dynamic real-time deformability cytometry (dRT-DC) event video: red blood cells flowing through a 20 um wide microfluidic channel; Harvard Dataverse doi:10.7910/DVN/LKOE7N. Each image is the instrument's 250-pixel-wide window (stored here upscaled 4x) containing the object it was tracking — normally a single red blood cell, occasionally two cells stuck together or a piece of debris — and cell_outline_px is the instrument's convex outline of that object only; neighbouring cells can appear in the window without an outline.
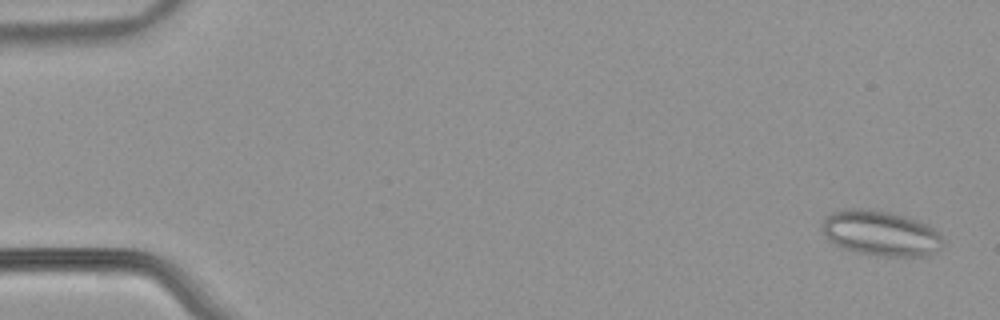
{"species": "common noctule bat (a hibernating species)", "species_latin": "Nyctalus noctula", "temperature_condition": "warm", "stored_images_in_passage": 56, "camera_frame_rate_fps": 3000, "um_per_image_px": 0.085, "animal": {"sex": "male", "body_mass_g": 21.5, "forearm_length_mm": 52.0}, "frame": {"image": 1, "passage_image": 3, "time_ms": 0.667, "image_size_px": [1000, 320], "cell_outline_px": [[944, 244], [936, 252], [928, 256], [880, 256], [860, 252], [844, 248], [828, 240], [820, 228], [824, 216], [840, 208], [876, 208], [908, 216], [928, 224], [940, 236]], "centroid_in_image_um": [74.83, 19.79], "position_along_channel_um": 10.2, "area_um2": 32.43}}
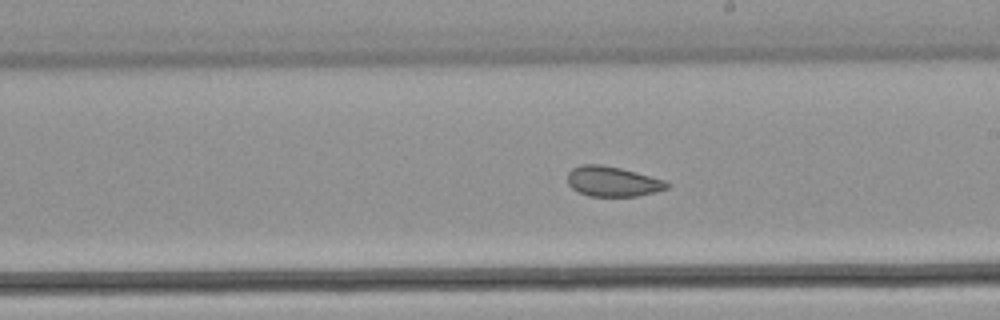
{"frame": {"image": 2, "passage_image": 33, "time_ms": 10.667, "image_size_px": [1000, 320], "cell_outline_px": [[672, 184], [668, 188], [636, 196], [588, 196], [572, 188], [568, 184], [568, 172], [572, 168], [580, 164], [600, 164], [620, 168], [636, 172], [664, 180]], "centroid_in_image_um": [52.05, 15.41], "position_along_channel_um": 236.9, "area_um2": 17.34}}
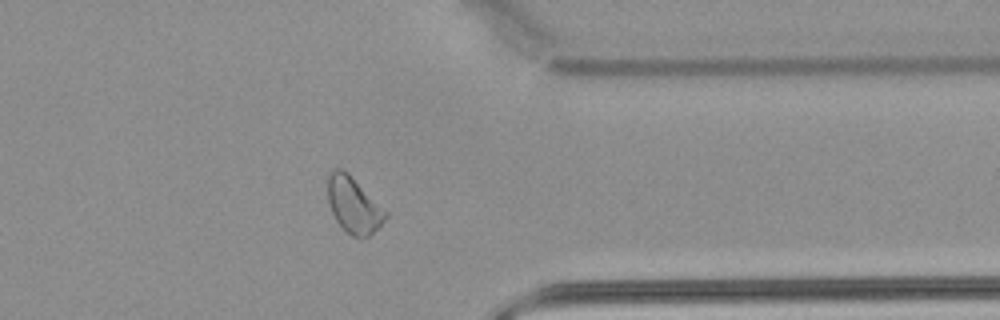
{"frame": {"image": 3, "passage_image": 45, "time_ms": 14.667, "image_size_px": [1000, 320], "cell_outline_px": [[388, 216], [368, 236], [352, 236], [336, 220], [332, 212], [328, 200], [328, 172], [332, 168], [344, 168], [388, 212]], "centroid_in_image_um": [30.04, 17.36], "position_along_channel_um": 381.4, "area_um2": 18.61}, "authors_computed_cell_mechanics": {"area_um2": 20.6346, "velocity_mm_per_s": 3.7964, "shape_relaxation_time_tau1_ms": null, "shape_relaxation_time_tau2_ms": 1.832, "deformation_change_tau1": null, "deformation_change_tau2": 0.0807}}